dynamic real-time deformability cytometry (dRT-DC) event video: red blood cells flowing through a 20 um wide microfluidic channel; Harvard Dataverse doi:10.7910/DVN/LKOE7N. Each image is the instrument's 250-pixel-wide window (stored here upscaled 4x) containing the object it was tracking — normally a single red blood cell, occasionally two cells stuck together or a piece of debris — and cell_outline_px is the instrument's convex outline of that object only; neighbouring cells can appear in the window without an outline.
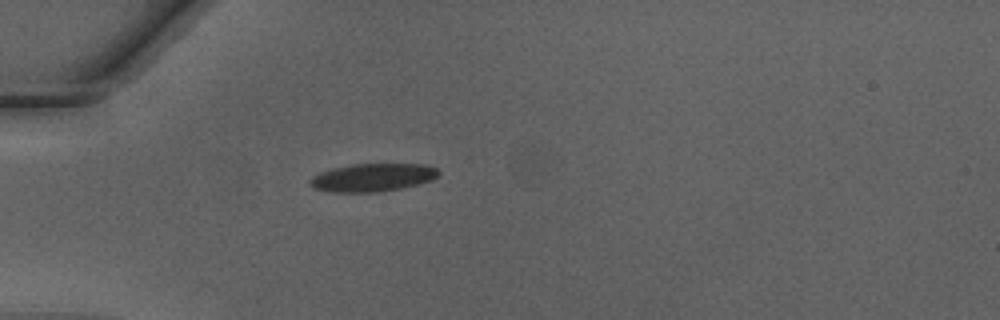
{"species": "Egyptian fruit bat (a non-hibernating species)", "species_latin": "Rousettus aegyptiacus", "temperature_condition": "warm", "stored_images_in_passage": 35, "camera_frame_rate_fps": 3000, "um_per_image_px": 0.085, "animal": {"sex": "male"}, "frame": {"image": 1, "passage_image": 1, "time_ms": 0.0, "image_size_px": [1000, 320], "cell_outline_px": [[440, 172], [432, 180], [400, 188], [380, 192], [332, 192], [316, 188], [308, 184], [308, 180], [312, 176], [320, 172], [332, 168], [352, 164], [424, 164], [436, 168]], "centroid_in_image_um": [31.64, 15.08], "position_along_channel_um": 53.4, "area_um2": 20.92}}
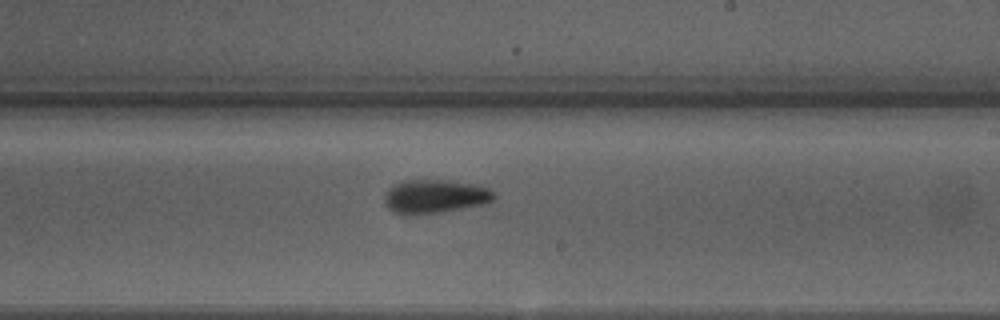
{"frame": {"image": 2, "passage_image": 16, "time_ms": 5.0, "image_size_px": [1000, 320], "cell_outline_px": [[496, 196], [488, 204], [416, 216], [404, 216], [392, 212], [384, 204], [384, 196], [388, 188], [392, 184], [404, 180], [448, 180], [488, 184], [496, 192]], "centroid_in_image_um": [37.02, 16.69], "position_along_channel_um": 252.0, "area_um2": 22.72}}
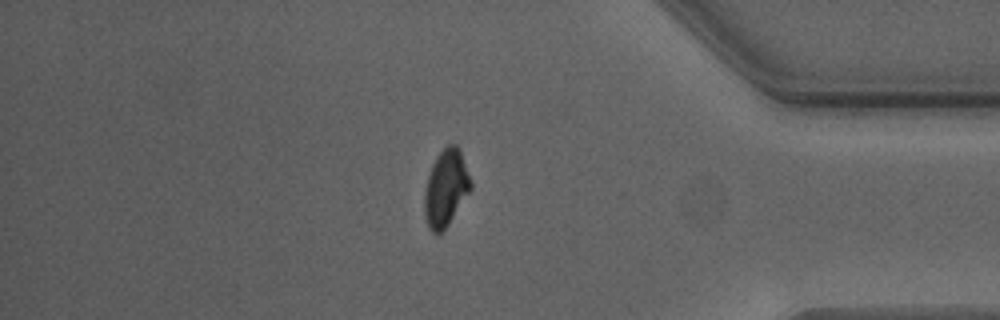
{"frame": {"image": 3, "passage_image": 28, "time_ms": 9.0, "image_size_px": [1000, 320], "cell_outline_px": [[472, 188], [448, 224], [440, 232], [432, 232], [428, 228], [424, 216], [424, 192], [428, 176], [432, 164], [436, 156], [448, 144], [456, 144], [460, 148], [472, 184]], "centroid_in_image_um": [37.89, 15.96], "position_along_channel_um": 397.3, "area_um2": 20.58}, "authors_computed_cell_mechanics": {"area_um2": 20.808, "velocity_mm_per_s": 4.267, "shape_relaxation_time_tau1_ms": 3.1099, "shape_relaxation_time_tau2_ms": 2.8173, "deformation_change_tau1": 0.1614, "deformation_change_tau2": 0.0882}}